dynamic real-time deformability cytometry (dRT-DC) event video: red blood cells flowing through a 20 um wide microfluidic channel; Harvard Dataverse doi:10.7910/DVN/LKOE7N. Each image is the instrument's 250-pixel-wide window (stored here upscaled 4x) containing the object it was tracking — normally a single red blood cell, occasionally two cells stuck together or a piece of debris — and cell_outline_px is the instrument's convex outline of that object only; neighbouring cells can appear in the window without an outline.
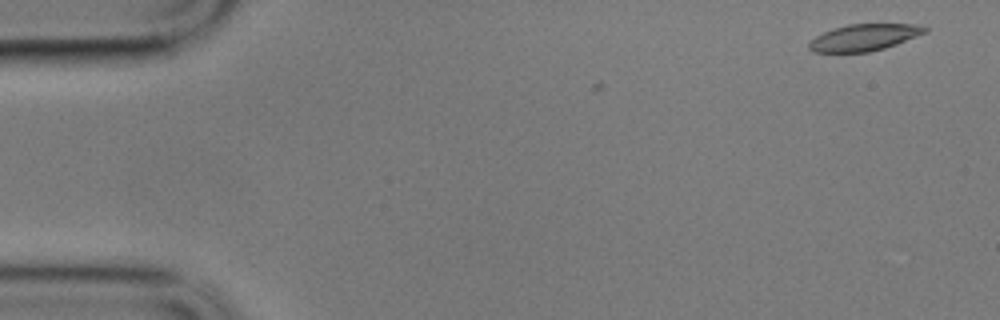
{"species": "common noctule bat (a hibernating species)", "species_latin": "Nyctalus noctula", "temperature_condition": "cold", "stored_images_in_passage": 3, "camera_frame_rate_fps": 3000, "um_per_image_px": 0.085, "animal": {"sex": "male", "body_mass_g": 17.9}, "frame": {"image": 1, "passage_image": 3, "time_ms": 0.667, "image_size_px": [1000, 320], "cell_outline_px": [[928, 32], [896, 44], [884, 48], [868, 52], [812, 52], [808, 48], [808, 44], [816, 36], [832, 28], [848, 24], [912, 24], [928, 28]], "centroid_in_image_um": [73.44, 3.18], "position_along_channel_um": 11.6, "area_um2": 17.92}}